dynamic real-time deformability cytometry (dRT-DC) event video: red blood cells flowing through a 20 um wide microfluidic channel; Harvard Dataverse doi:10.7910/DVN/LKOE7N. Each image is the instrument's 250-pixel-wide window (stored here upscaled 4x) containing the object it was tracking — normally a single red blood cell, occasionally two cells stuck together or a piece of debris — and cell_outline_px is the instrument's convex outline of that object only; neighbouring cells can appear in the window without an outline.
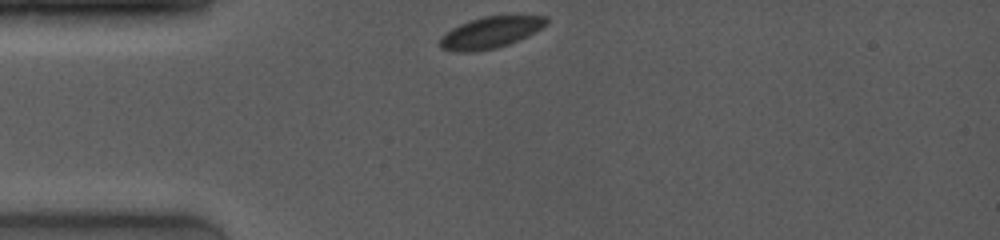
{"species": "common noctule bat (a hibernating species)", "species_latin": "Nyctalus noctula", "temperature_condition": "room temperature", "stored_images_in_passage": 34, "camera_frame_rate_fps": 4000, "um_per_image_px": 0.085, "animal": {"sex": "female", "body_mass_g": 19.0, "forearm_length_mm": 53.3}, "frame": {"image": 1, "passage_image": 1, "time_ms": 0.0, "image_size_px": [1000, 240], "cell_outline_px": [[548, 24], [536, 32], [528, 36], [508, 44], [496, 48], [472, 52], [452, 52], [440, 48], [440, 36], [452, 28], [460, 24], [484, 16], [548, 16]], "centroid_in_image_um": [41.68, 2.77], "position_along_channel_um": 43.3, "area_um2": 19.54}}
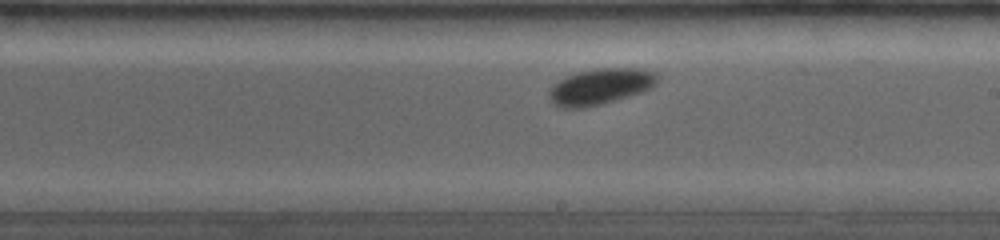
{"frame": {"image": 2, "passage_image": 27, "time_ms": 5.5, "image_size_px": [1000, 240], "cell_outline_px": [[656, 84], [640, 92], [600, 104], [584, 108], [560, 108], [552, 104], [548, 96], [548, 92], [564, 76], [596, 68], [644, 68], [656, 72]], "centroid_in_image_um": [50.99, 7.35], "position_along_channel_um": 238.0, "area_um2": 22.48}}
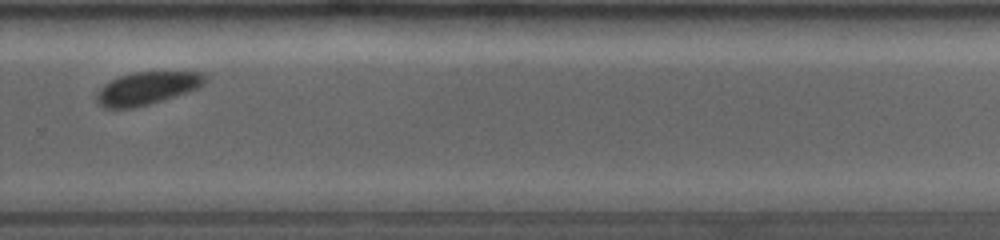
{"frame": {"image": 3, "passage_image": 33, "time_ms": 7.5, "image_size_px": [1000, 240], "cell_outline_px": [[208, 80], [204, 84], [196, 88], [148, 104], [132, 108], [104, 108], [96, 104], [96, 96], [100, 88], [104, 84], [120, 76], [132, 72], [200, 72], [208, 76]], "centroid_in_image_um": [12.46, 7.49], "position_along_channel_um": 317.3, "area_um2": 20.4}}